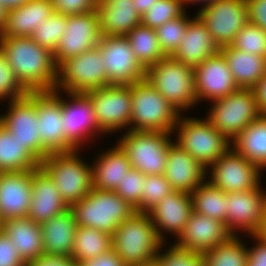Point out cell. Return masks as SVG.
Returning <instances> with one entry per match:
<instances>
[{
  "instance_id": "277c9868",
  "label": "cell",
  "mask_w": 266,
  "mask_h": 266,
  "mask_svg": "<svg viewBox=\"0 0 266 266\" xmlns=\"http://www.w3.org/2000/svg\"><path fill=\"white\" fill-rule=\"evenodd\" d=\"M131 100L129 130L173 133L180 112L149 81L131 84Z\"/></svg>"
},
{
  "instance_id": "680465c9",
  "label": "cell",
  "mask_w": 266,
  "mask_h": 266,
  "mask_svg": "<svg viewBox=\"0 0 266 266\" xmlns=\"http://www.w3.org/2000/svg\"><path fill=\"white\" fill-rule=\"evenodd\" d=\"M132 266H160V263L158 262L157 259H154V260L147 262V263H141V264H136V265H132Z\"/></svg>"
},
{
  "instance_id": "d590c367",
  "label": "cell",
  "mask_w": 266,
  "mask_h": 266,
  "mask_svg": "<svg viewBox=\"0 0 266 266\" xmlns=\"http://www.w3.org/2000/svg\"><path fill=\"white\" fill-rule=\"evenodd\" d=\"M192 211L218 219L226 224L227 193L209 181L200 184L190 193Z\"/></svg>"
},
{
  "instance_id": "f907efd6",
  "label": "cell",
  "mask_w": 266,
  "mask_h": 266,
  "mask_svg": "<svg viewBox=\"0 0 266 266\" xmlns=\"http://www.w3.org/2000/svg\"><path fill=\"white\" fill-rule=\"evenodd\" d=\"M248 20L266 31V0H246Z\"/></svg>"
},
{
  "instance_id": "83f0119b",
  "label": "cell",
  "mask_w": 266,
  "mask_h": 266,
  "mask_svg": "<svg viewBox=\"0 0 266 266\" xmlns=\"http://www.w3.org/2000/svg\"><path fill=\"white\" fill-rule=\"evenodd\" d=\"M53 13L50 0H31L9 10L0 38L31 37L35 29Z\"/></svg>"
},
{
  "instance_id": "7bdbcfd3",
  "label": "cell",
  "mask_w": 266,
  "mask_h": 266,
  "mask_svg": "<svg viewBox=\"0 0 266 266\" xmlns=\"http://www.w3.org/2000/svg\"><path fill=\"white\" fill-rule=\"evenodd\" d=\"M142 190V200L135 211L144 213L174 191L163 174L146 175Z\"/></svg>"
},
{
  "instance_id": "d6986e66",
  "label": "cell",
  "mask_w": 266,
  "mask_h": 266,
  "mask_svg": "<svg viewBox=\"0 0 266 266\" xmlns=\"http://www.w3.org/2000/svg\"><path fill=\"white\" fill-rule=\"evenodd\" d=\"M69 102L61 98V109L65 138L78 150L94 132L104 133L96 120L93 104L87 93L67 92ZM92 133V136H91ZM88 137V138H87ZM83 142V143H82Z\"/></svg>"
},
{
  "instance_id": "30bf717a",
  "label": "cell",
  "mask_w": 266,
  "mask_h": 266,
  "mask_svg": "<svg viewBox=\"0 0 266 266\" xmlns=\"http://www.w3.org/2000/svg\"><path fill=\"white\" fill-rule=\"evenodd\" d=\"M108 85L103 58L97 47L58 65L56 91L63 88L66 93H87Z\"/></svg>"
},
{
  "instance_id": "44dd1931",
  "label": "cell",
  "mask_w": 266,
  "mask_h": 266,
  "mask_svg": "<svg viewBox=\"0 0 266 266\" xmlns=\"http://www.w3.org/2000/svg\"><path fill=\"white\" fill-rule=\"evenodd\" d=\"M232 235L224 222L192 211L174 245L202 255Z\"/></svg>"
},
{
  "instance_id": "f6af8a7d",
  "label": "cell",
  "mask_w": 266,
  "mask_h": 266,
  "mask_svg": "<svg viewBox=\"0 0 266 266\" xmlns=\"http://www.w3.org/2000/svg\"><path fill=\"white\" fill-rule=\"evenodd\" d=\"M145 177L144 173L132 168L127 171V175L122 183H119L115 192L132 207L136 208L142 200Z\"/></svg>"
},
{
  "instance_id": "52a82bcc",
  "label": "cell",
  "mask_w": 266,
  "mask_h": 266,
  "mask_svg": "<svg viewBox=\"0 0 266 266\" xmlns=\"http://www.w3.org/2000/svg\"><path fill=\"white\" fill-rule=\"evenodd\" d=\"M183 118L180 115L173 128H178V140L175 144L187 151L204 168L209 169L208 167L232 148V142L206 119L202 121L199 118Z\"/></svg>"
},
{
  "instance_id": "4dcf8cb0",
  "label": "cell",
  "mask_w": 266,
  "mask_h": 266,
  "mask_svg": "<svg viewBox=\"0 0 266 266\" xmlns=\"http://www.w3.org/2000/svg\"><path fill=\"white\" fill-rule=\"evenodd\" d=\"M45 254L71 256L77 230L70 209L41 224Z\"/></svg>"
},
{
  "instance_id": "74e56055",
  "label": "cell",
  "mask_w": 266,
  "mask_h": 266,
  "mask_svg": "<svg viewBox=\"0 0 266 266\" xmlns=\"http://www.w3.org/2000/svg\"><path fill=\"white\" fill-rule=\"evenodd\" d=\"M238 236L232 235L227 241L202 254V266H247L248 251Z\"/></svg>"
},
{
  "instance_id": "2e32d148",
  "label": "cell",
  "mask_w": 266,
  "mask_h": 266,
  "mask_svg": "<svg viewBox=\"0 0 266 266\" xmlns=\"http://www.w3.org/2000/svg\"><path fill=\"white\" fill-rule=\"evenodd\" d=\"M101 37L97 10L67 16L65 32L53 53L56 64L96 48Z\"/></svg>"
},
{
  "instance_id": "f1b7e54d",
  "label": "cell",
  "mask_w": 266,
  "mask_h": 266,
  "mask_svg": "<svg viewBox=\"0 0 266 266\" xmlns=\"http://www.w3.org/2000/svg\"><path fill=\"white\" fill-rule=\"evenodd\" d=\"M1 229L9 236L26 264L44 253L41 225L32 219L8 218L2 222Z\"/></svg>"
},
{
  "instance_id": "4316f807",
  "label": "cell",
  "mask_w": 266,
  "mask_h": 266,
  "mask_svg": "<svg viewBox=\"0 0 266 266\" xmlns=\"http://www.w3.org/2000/svg\"><path fill=\"white\" fill-rule=\"evenodd\" d=\"M102 36H126L141 24V15L132 0H97Z\"/></svg>"
},
{
  "instance_id": "91938a15",
  "label": "cell",
  "mask_w": 266,
  "mask_h": 266,
  "mask_svg": "<svg viewBox=\"0 0 266 266\" xmlns=\"http://www.w3.org/2000/svg\"><path fill=\"white\" fill-rule=\"evenodd\" d=\"M183 1H184V4H187L188 2L189 3H196V2H201L202 3V2H204V3L208 4V3H211V2H213L215 0H183Z\"/></svg>"
},
{
  "instance_id": "6da1fadb",
  "label": "cell",
  "mask_w": 266,
  "mask_h": 266,
  "mask_svg": "<svg viewBox=\"0 0 266 266\" xmlns=\"http://www.w3.org/2000/svg\"><path fill=\"white\" fill-rule=\"evenodd\" d=\"M0 48L17 79L28 92L55 90L58 65L51 51L31 37L0 38Z\"/></svg>"
},
{
  "instance_id": "ac0fdd59",
  "label": "cell",
  "mask_w": 266,
  "mask_h": 266,
  "mask_svg": "<svg viewBox=\"0 0 266 266\" xmlns=\"http://www.w3.org/2000/svg\"><path fill=\"white\" fill-rule=\"evenodd\" d=\"M36 109L39 121L40 142L49 153H65L77 150L62 132L63 119L61 97L56 90L36 92Z\"/></svg>"
},
{
  "instance_id": "5b68a950",
  "label": "cell",
  "mask_w": 266,
  "mask_h": 266,
  "mask_svg": "<svg viewBox=\"0 0 266 266\" xmlns=\"http://www.w3.org/2000/svg\"><path fill=\"white\" fill-rule=\"evenodd\" d=\"M145 79L179 112L198 103L194 68L172 56L147 68Z\"/></svg>"
},
{
  "instance_id": "9a60e30c",
  "label": "cell",
  "mask_w": 266,
  "mask_h": 266,
  "mask_svg": "<svg viewBox=\"0 0 266 266\" xmlns=\"http://www.w3.org/2000/svg\"><path fill=\"white\" fill-rule=\"evenodd\" d=\"M87 94L93 104L97 123L104 133L130 126L131 85H108Z\"/></svg>"
},
{
  "instance_id": "7c38bea8",
  "label": "cell",
  "mask_w": 266,
  "mask_h": 266,
  "mask_svg": "<svg viewBox=\"0 0 266 266\" xmlns=\"http://www.w3.org/2000/svg\"><path fill=\"white\" fill-rule=\"evenodd\" d=\"M97 48L109 85H131L145 79L146 69L137 60L126 36H102Z\"/></svg>"
},
{
  "instance_id": "f5cc1de1",
  "label": "cell",
  "mask_w": 266,
  "mask_h": 266,
  "mask_svg": "<svg viewBox=\"0 0 266 266\" xmlns=\"http://www.w3.org/2000/svg\"><path fill=\"white\" fill-rule=\"evenodd\" d=\"M78 266H127L113 249L91 260L78 262Z\"/></svg>"
},
{
  "instance_id": "8fae6325",
  "label": "cell",
  "mask_w": 266,
  "mask_h": 266,
  "mask_svg": "<svg viewBox=\"0 0 266 266\" xmlns=\"http://www.w3.org/2000/svg\"><path fill=\"white\" fill-rule=\"evenodd\" d=\"M9 105L6 115H0V124L41 162L49 153L40 142L36 92L11 100Z\"/></svg>"
},
{
  "instance_id": "5bb4252c",
  "label": "cell",
  "mask_w": 266,
  "mask_h": 266,
  "mask_svg": "<svg viewBox=\"0 0 266 266\" xmlns=\"http://www.w3.org/2000/svg\"><path fill=\"white\" fill-rule=\"evenodd\" d=\"M260 187L227 193L226 226L233 235L237 229L266 233V193Z\"/></svg>"
},
{
  "instance_id": "8d00e7d4",
  "label": "cell",
  "mask_w": 266,
  "mask_h": 266,
  "mask_svg": "<svg viewBox=\"0 0 266 266\" xmlns=\"http://www.w3.org/2000/svg\"><path fill=\"white\" fill-rule=\"evenodd\" d=\"M126 38L137 60L145 69L166 57L160 48L156 30L153 28L140 24L132 29Z\"/></svg>"
},
{
  "instance_id": "ee69618b",
  "label": "cell",
  "mask_w": 266,
  "mask_h": 266,
  "mask_svg": "<svg viewBox=\"0 0 266 266\" xmlns=\"http://www.w3.org/2000/svg\"><path fill=\"white\" fill-rule=\"evenodd\" d=\"M29 92L22 86L8 63L4 52L0 48V99L9 98L10 101L24 97Z\"/></svg>"
},
{
  "instance_id": "d4e9b609",
  "label": "cell",
  "mask_w": 266,
  "mask_h": 266,
  "mask_svg": "<svg viewBox=\"0 0 266 266\" xmlns=\"http://www.w3.org/2000/svg\"><path fill=\"white\" fill-rule=\"evenodd\" d=\"M206 172L208 170L187 151H184L175 142L170 144L163 175L174 191L190 194L205 181Z\"/></svg>"
},
{
  "instance_id": "836d02e7",
  "label": "cell",
  "mask_w": 266,
  "mask_h": 266,
  "mask_svg": "<svg viewBox=\"0 0 266 266\" xmlns=\"http://www.w3.org/2000/svg\"><path fill=\"white\" fill-rule=\"evenodd\" d=\"M40 167V161L0 124V172H23Z\"/></svg>"
},
{
  "instance_id": "6f0895ef",
  "label": "cell",
  "mask_w": 266,
  "mask_h": 266,
  "mask_svg": "<svg viewBox=\"0 0 266 266\" xmlns=\"http://www.w3.org/2000/svg\"><path fill=\"white\" fill-rule=\"evenodd\" d=\"M7 16V10L0 4V33L4 27Z\"/></svg>"
},
{
  "instance_id": "cb8c5ba5",
  "label": "cell",
  "mask_w": 266,
  "mask_h": 266,
  "mask_svg": "<svg viewBox=\"0 0 266 266\" xmlns=\"http://www.w3.org/2000/svg\"><path fill=\"white\" fill-rule=\"evenodd\" d=\"M68 209L48 173L41 166L32 170V199L28 218L41 225Z\"/></svg>"
},
{
  "instance_id": "ba28073f",
  "label": "cell",
  "mask_w": 266,
  "mask_h": 266,
  "mask_svg": "<svg viewBox=\"0 0 266 266\" xmlns=\"http://www.w3.org/2000/svg\"><path fill=\"white\" fill-rule=\"evenodd\" d=\"M171 133L157 131H132L125 133L118 145L126 153L135 170L145 175L163 174L167 165V155Z\"/></svg>"
},
{
  "instance_id": "f546056e",
  "label": "cell",
  "mask_w": 266,
  "mask_h": 266,
  "mask_svg": "<svg viewBox=\"0 0 266 266\" xmlns=\"http://www.w3.org/2000/svg\"><path fill=\"white\" fill-rule=\"evenodd\" d=\"M92 166V188L115 191L132 169L126 153L117 144L101 154Z\"/></svg>"
},
{
  "instance_id": "484cf974",
  "label": "cell",
  "mask_w": 266,
  "mask_h": 266,
  "mask_svg": "<svg viewBox=\"0 0 266 266\" xmlns=\"http://www.w3.org/2000/svg\"><path fill=\"white\" fill-rule=\"evenodd\" d=\"M220 52L205 23L197 15L187 25L186 33L172 57L189 67H197L205 59Z\"/></svg>"
},
{
  "instance_id": "ffe728a7",
  "label": "cell",
  "mask_w": 266,
  "mask_h": 266,
  "mask_svg": "<svg viewBox=\"0 0 266 266\" xmlns=\"http://www.w3.org/2000/svg\"><path fill=\"white\" fill-rule=\"evenodd\" d=\"M194 79L198 102L203 98L216 101L240 89L221 52L195 67Z\"/></svg>"
},
{
  "instance_id": "8992f818",
  "label": "cell",
  "mask_w": 266,
  "mask_h": 266,
  "mask_svg": "<svg viewBox=\"0 0 266 266\" xmlns=\"http://www.w3.org/2000/svg\"><path fill=\"white\" fill-rule=\"evenodd\" d=\"M77 151L49 154L40 162L68 207L79 202L92 190V165L89 166L77 157Z\"/></svg>"
},
{
  "instance_id": "3957f363",
  "label": "cell",
  "mask_w": 266,
  "mask_h": 266,
  "mask_svg": "<svg viewBox=\"0 0 266 266\" xmlns=\"http://www.w3.org/2000/svg\"><path fill=\"white\" fill-rule=\"evenodd\" d=\"M71 210L77 226L95 228L112 235L115 229L136 211L115 191L92 188Z\"/></svg>"
},
{
  "instance_id": "e575fe53",
  "label": "cell",
  "mask_w": 266,
  "mask_h": 266,
  "mask_svg": "<svg viewBox=\"0 0 266 266\" xmlns=\"http://www.w3.org/2000/svg\"><path fill=\"white\" fill-rule=\"evenodd\" d=\"M112 249V236L95 228L77 226L71 257L78 262L91 260Z\"/></svg>"
},
{
  "instance_id": "f35d334b",
  "label": "cell",
  "mask_w": 266,
  "mask_h": 266,
  "mask_svg": "<svg viewBox=\"0 0 266 266\" xmlns=\"http://www.w3.org/2000/svg\"><path fill=\"white\" fill-rule=\"evenodd\" d=\"M66 21V15L53 13L35 29L31 38L43 48L54 53L65 32Z\"/></svg>"
},
{
  "instance_id": "db71d44e",
  "label": "cell",
  "mask_w": 266,
  "mask_h": 266,
  "mask_svg": "<svg viewBox=\"0 0 266 266\" xmlns=\"http://www.w3.org/2000/svg\"><path fill=\"white\" fill-rule=\"evenodd\" d=\"M257 107L262 115H266V74L252 88Z\"/></svg>"
},
{
  "instance_id": "e0dca14e",
  "label": "cell",
  "mask_w": 266,
  "mask_h": 266,
  "mask_svg": "<svg viewBox=\"0 0 266 266\" xmlns=\"http://www.w3.org/2000/svg\"><path fill=\"white\" fill-rule=\"evenodd\" d=\"M211 167L209 171L212 177L208 181L226 193L253 190L260 186L261 169L233 149Z\"/></svg>"
},
{
  "instance_id": "ab89813d",
  "label": "cell",
  "mask_w": 266,
  "mask_h": 266,
  "mask_svg": "<svg viewBox=\"0 0 266 266\" xmlns=\"http://www.w3.org/2000/svg\"><path fill=\"white\" fill-rule=\"evenodd\" d=\"M183 0H159L141 16V24L153 29L185 14Z\"/></svg>"
},
{
  "instance_id": "c3c4849f",
  "label": "cell",
  "mask_w": 266,
  "mask_h": 266,
  "mask_svg": "<svg viewBox=\"0 0 266 266\" xmlns=\"http://www.w3.org/2000/svg\"><path fill=\"white\" fill-rule=\"evenodd\" d=\"M0 266H26V263L3 229H0Z\"/></svg>"
},
{
  "instance_id": "d6a6232c",
  "label": "cell",
  "mask_w": 266,
  "mask_h": 266,
  "mask_svg": "<svg viewBox=\"0 0 266 266\" xmlns=\"http://www.w3.org/2000/svg\"><path fill=\"white\" fill-rule=\"evenodd\" d=\"M232 149L261 170L266 167V115H261L233 141Z\"/></svg>"
},
{
  "instance_id": "7402d4cb",
  "label": "cell",
  "mask_w": 266,
  "mask_h": 266,
  "mask_svg": "<svg viewBox=\"0 0 266 266\" xmlns=\"http://www.w3.org/2000/svg\"><path fill=\"white\" fill-rule=\"evenodd\" d=\"M32 199V170L0 172V221L28 217Z\"/></svg>"
},
{
  "instance_id": "11a10c76",
  "label": "cell",
  "mask_w": 266,
  "mask_h": 266,
  "mask_svg": "<svg viewBox=\"0 0 266 266\" xmlns=\"http://www.w3.org/2000/svg\"><path fill=\"white\" fill-rule=\"evenodd\" d=\"M135 4V10L142 16L146 13L156 1L159 0H132Z\"/></svg>"
},
{
  "instance_id": "4fadbf2b",
  "label": "cell",
  "mask_w": 266,
  "mask_h": 266,
  "mask_svg": "<svg viewBox=\"0 0 266 266\" xmlns=\"http://www.w3.org/2000/svg\"><path fill=\"white\" fill-rule=\"evenodd\" d=\"M195 15L205 23L220 48L230 46L237 33L249 23L246 0H215Z\"/></svg>"
},
{
  "instance_id": "60d3db41",
  "label": "cell",
  "mask_w": 266,
  "mask_h": 266,
  "mask_svg": "<svg viewBox=\"0 0 266 266\" xmlns=\"http://www.w3.org/2000/svg\"><path fill=\"white\" fill-rule=\"evenodd\" d=\"M184 14L157 27L156 33L160 48L166 56H172L179 47L191 19Z\"/></svg>"
},
{
  "instance_id": "1f68e13d",
  "label": "cell",
  "mask_w": 266,
  "mask_h": 266,
  "mask_svg": "<svg viewBox=\"0 0 266 266\" xmlns=\"http://www.w3.org/2000/svg\"><path fill=\"white\" fill-rule=\"evenodd\" d=\"M239 88L252 89L266 74V57L253 55L231 45L220 48Z\"/></svg>"
},
{
  "instance_id": "7dc6e473",
  "label": "cell",
  "mask_w": 266,
  "mask_h": 266,
  "mask_svg": "<svg viewBox=\"0 0 266 266\" xmlns=\"http://www.w3.org/2000/svg\"><path fill=\"white\" fill-rule=\"evenodd\" d=\"M53 12L66 16L80 15L96 10L97 0H50Z\"/></svg>"
},
{
  "instance_id": "681fc988",
  "label": "cell",
  "mask_w": 266,
  "mask_h": 266,
  "mask_svg": "<svg viewBox=\"0 0 266 266\" xmlns=\"http://www.w3.org/2000/svg\"><path fill=\"white\" fill-rule=\"evenodd\" d=\"M257 239V245L248 251L247 266H266V233L251 234Z\"/></svg>"
},
{
  "instance_id": "9f6ffc18",
  "label": "cell",
  "mask_w": 266,
  "mask_h": 266,
  "mask_svg": "<svg viewBox=\"0 0 266 266\" xmlns=\"http://www.w3.org/2000/svg\"><path fill=\"white\" fill-rule=\"evenodd\" d=\"M31 0H0V4L6 8L7 11L12 10L14 8L25 5L27 2Z\"/></svg>"
},
{
  "instance_id": "bcb514c9",
  "label": "cell",
  "mask_w": 266,
  "mask_h": 266,
  "mask_svg": "<svg viewBox=\"0 0 266 266\" xmlns=\"http://www.w3.org/2000/svg\"><path fill=\"white\" fill-rule=\"evenodd\" d=\"M164 253H158L156 259L160 266H202V255L175 245Z\"/></svg>"
},
{
  "instance_id": "816d5d0a",
  "label": "cell",
  "mask_w": 266,
  "mask_h": 266,
  "mask_svg": "<svg viewBox=\"0 0 266 266\" xmlns=\"http://www.w3.org/2000/svg\"><path fill=\"white\" fill-rule=\"evenodd\" d=\"M26 266H78V263L71 256L43 253L35 260L29 261Z\"/></svg>"
},
{
  "instance_id": "b9f144b4",
  "label": "cell",
  "mask_w": 266,
  "mask_h": 266,
  "mask_svg": "<svg viewBox=\"0 0 266 266\" xmlns=\"http://www.w3.org/2000/svg\"><path fill=\"white\" fill-rule=\"evenodd\" d=\"M231 46L246 53L266 57V31L249 22L237 33Z\"/></svg>"
},
{
  "instance_id": "7a4b0ae2",
  "label": "cell",
  "mask_w": 266,
  "mask_h": 266,
  "mask_svg": "<svg viewBox=\"0 0 266 266\" xmlns=\"http://www.w3.org/2000/svg\"><path fill=\"white\" fill-rule=\"evenodd\" d=\"M112 236V249L127 266L156 259L165 245L147 213L135 212L122 222Z\"/></svg>"
},
{
  "instance_id": "603a6c76",
  "label": "cell",
  "mask_w": 266,
  "mask_h": 266,
  "mask_svg": "<svg viewBox=\"0 0 266 266\" xmlns=\"http://www.w3.org/2000/svg\"><path fill=\"white\" fill-rule=\"evenodd\" d=\"M191 212L192 201L190 194L173 191L146 213L156 228L158 237L164 242L162 234L164 232H171L179 237L185 228Z\"/></svg>"
},
{
  "instance_id": "9c48e42d",
  "label": "cell",
  "mask_w": 266,
  "mask_h": 266,
  "mask_svg": "<svg viewBox=\"0 0 266 266\" xmlns=\"http://www.w3.org/2000/svg\"><path fill=\"white\" fill-rule=\"evenodd\" d=\"M213 102L206 120L230 141L262 115L252 89L240 88Z\"/></svg>"
}]
</instances>
